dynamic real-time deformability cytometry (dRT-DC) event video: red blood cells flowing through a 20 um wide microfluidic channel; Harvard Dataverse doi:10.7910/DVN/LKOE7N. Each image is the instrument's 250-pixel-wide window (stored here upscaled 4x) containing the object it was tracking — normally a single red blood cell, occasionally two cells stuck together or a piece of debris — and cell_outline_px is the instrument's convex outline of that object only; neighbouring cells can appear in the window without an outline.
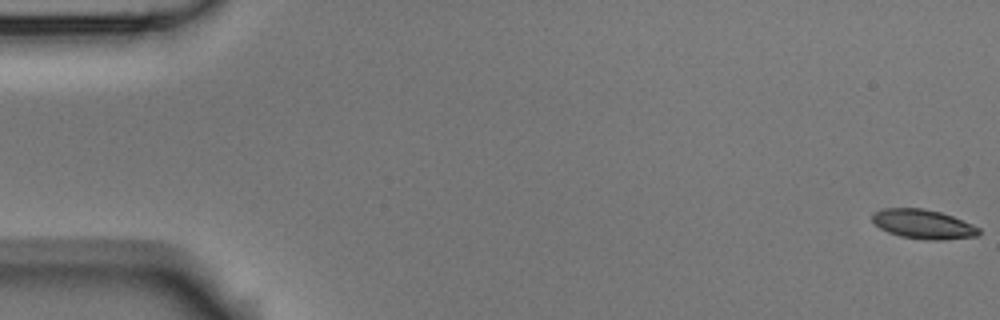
{"species": "Egyptian fruit bat (a non-hibernating species)", "species_latin": "Rousettus aegyptiacus", "temperature_condition": "room temperature", "stored_images_in_passage": 5, "segment_of_instrument_passage": [2, 2], "camera_frame_rate_fps": 3000, "um_per_image_px": 0.085, "animal": {"sex": "male"}, "frame": {"image": 1, "passage_image": 5, "time_ms": 1.333, "image_size_px": [1000, 320], "cell_outline_px": [[980, 232], [976, 236], [944, 240], [928, 240], [900, 236], [888, 232], [880, 228], [872, 220], [872, 216], [876, 212], [884, 208], [920, 208], [940, 212], [952, 216], [972, 224], [980, 228]], "centroid_in_image_um": [78.49, 19.06], "position_along_channel_um": 6.5, "area_um2": 18.03}}